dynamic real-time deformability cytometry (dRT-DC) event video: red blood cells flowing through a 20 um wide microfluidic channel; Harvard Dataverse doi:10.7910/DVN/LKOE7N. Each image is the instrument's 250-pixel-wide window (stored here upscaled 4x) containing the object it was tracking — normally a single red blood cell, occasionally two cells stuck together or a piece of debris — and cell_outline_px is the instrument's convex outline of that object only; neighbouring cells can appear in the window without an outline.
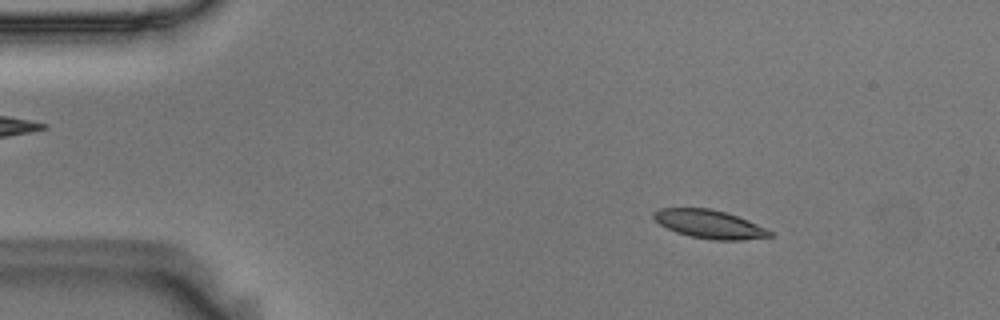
{"species": "Egyptian fruit bat (a non-hibernating species)", "species_latin": "Rousettus aegyptiacus", "temperature_condition": "room temperature", "stored_images_in_passage": 53, "camera_frame_rate_fps": 3000, "um_per_image_px": 0.085, "animal": {"sex": "male"}, "frame": {"image": 1, "passage_image": 6, "time_ms": 1.667, "image_size_px": [1000, 320], "cell_outline_px": [[776, 236], [744, 240], [712, 240], [692, 236], [676, 232], [660, 224], [652, 216], [652, 212], [660, 208], [708, 208], [724, 212], [748, 220], [772, 232]], "centroid_in_image_um": [60.31, 19.06], "position_along_channel_um": 24.7, "area_um2": 19.07}}
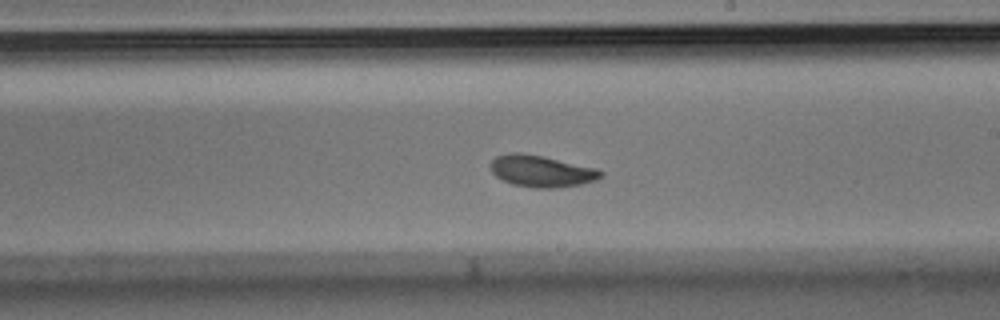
{"frame": {"image": 2, "passage_image": 30, "time_ms": 9.667, "image_size_px": [1000, 320], "cell_outline_px": [[604, 176], [596, 180], [580, 184], [556, 188], [532, 188], [512, 184], [496, 176], [492, 172], [492, 160], [496, 156], [508, 152], [520, 152], [544, 156], [596, 168], [604, 172]], "centroid_in_image_um": [46.04, 14.54], "position_along_channel_um": 243.0, "area_um2": 20.4}}
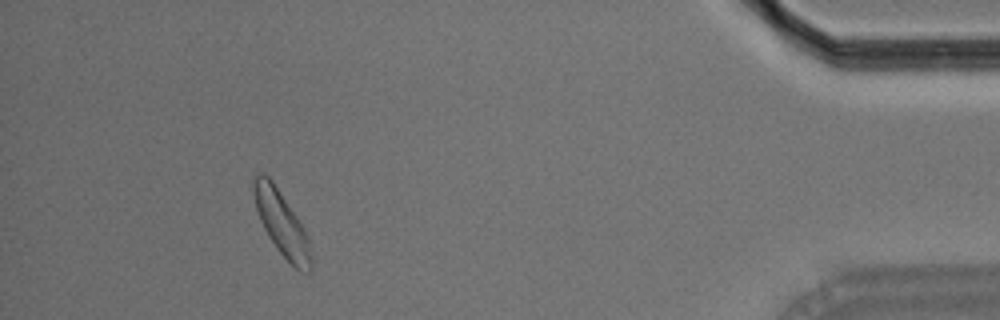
{"frame": {"image": 3, "passage_image": 49, "time_ms": 16.0, "image_size_px": [1000, 320], "cell_outline_px": [[312, 268], [308, 272], [300, 272], [276, 248], [268, 236], [260, 220], [256, 208], [252, 192], [252, 176], [260, 172], [264, 172], [272, 180], [304, 228], [308, 240], [312, 256]], "centroid_in_image_um": [23.91, 18.95], "position_along_channel_um": 411.3, "area_um2": 21.44}, "authors_computed_cell_mechanics": {"area_um2": 19.7676, "velocity_mm_per_s": 3.5908, "shape_relaxation_time_tau1_ms": 2.9623, "shape_relaxation_time_tau2_ms": 4.3959, "deformation_change_tau1": 0.1041, "deformation_change_tau2": 0.0973}}